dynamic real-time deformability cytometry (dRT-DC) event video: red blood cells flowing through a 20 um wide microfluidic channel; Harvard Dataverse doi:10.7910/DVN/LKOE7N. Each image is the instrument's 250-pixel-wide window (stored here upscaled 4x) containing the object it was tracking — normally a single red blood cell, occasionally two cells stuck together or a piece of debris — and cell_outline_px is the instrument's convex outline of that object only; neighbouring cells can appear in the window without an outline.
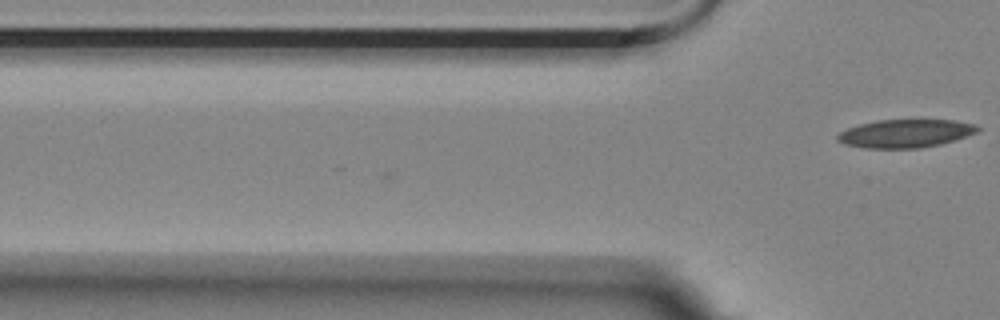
{"species": "Egyptian fruit bat (a non-hibernating species)", "species_latin": "Rousettus aegyptiacus", "temperature_condition": "room temperature", "stored_images_in_passage": 2, "camera_frame_rate_fps": 3000, "um_per_image_px": 0.085, "animal": {"sex": "female"}, "frame": {"image": 1, "passage_image": 2, "time_ms": 0.333, "image_size_px": [1000, 320], "cell_outline_px": [[980, 128], [976, 132], [940, 144], [920, 148], [864, 148], [844, 144], [836, 140], [836, 136], [840, 132], [848, 128], [860, 124], [876, 120], [956, 120], [976, 124]], "centroid_in_image_um": [76.92, 11.34], "position_along_channel_um": 48.9, "area_um2": 22.89}}